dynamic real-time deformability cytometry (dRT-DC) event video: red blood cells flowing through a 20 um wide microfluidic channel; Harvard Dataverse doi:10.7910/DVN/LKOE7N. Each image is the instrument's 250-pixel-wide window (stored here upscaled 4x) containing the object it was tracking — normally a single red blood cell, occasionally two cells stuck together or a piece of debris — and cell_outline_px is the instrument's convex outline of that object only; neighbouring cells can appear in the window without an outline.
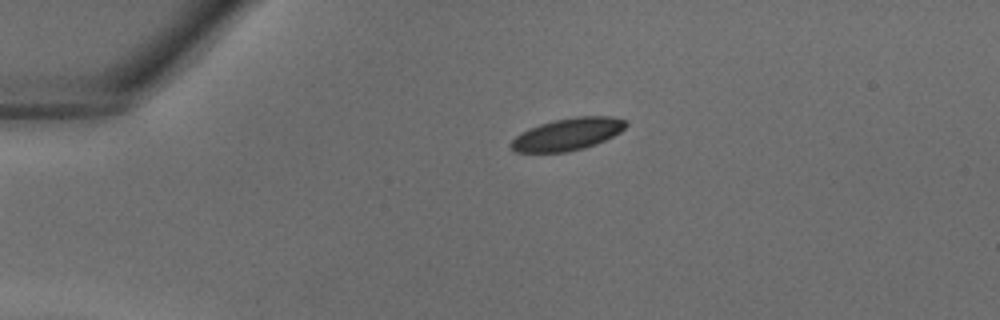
{"species": "common noctule bat (a hibernating species)", "species_latin": "Nyctalus noctula", "temperature_condition": "warm", "stored_images_in_passage": 31, "camera_frame_rate_fps": 3000, "um_per_image_px": 0.085, "animal": {"sex": "male", "body_mass_g": 18.8}, "frame": {"image": 1, "passage_image": 1, "time_ms": 0.0, "image_size_px": [1000, 320], "cell_outline_px": [[628, 124], [620, 132], [596, 144], [584, 148], [564, 152], [512, 152], [508, 144], [520, 132], [528, 128], [540, 124], [556, 120], [576, 116], [612, 116], [628, 120]], "centroid_in_image_um": [48.23, 11.4], "position_along_channel_um": 36.8, "area_um2": 21.68}}
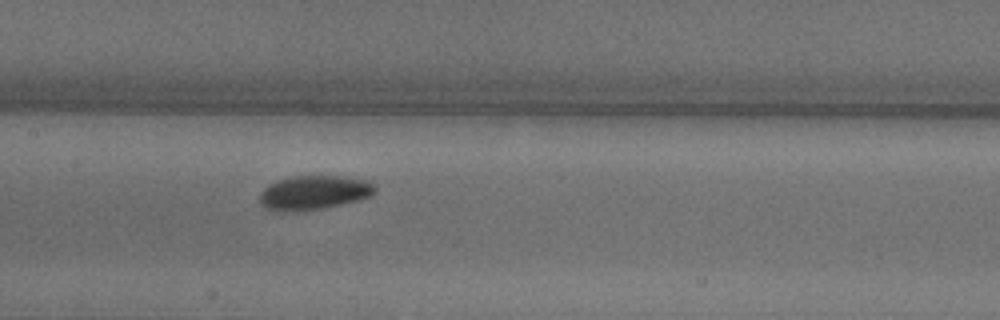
{"frame": {"image": 2, "passage_image": 12, "time_ms": 3.667, "image_size_px": [1000, 320], "cell_outline_px": [[376, 192], [372, 196], [360, 200], [320, 208], [268, 208], [260, 204], [260, 192], [268, 184], [276, 180], [292, 176], [344, 176], [368, 180], [376, 188]], "centroid_in_image_um": [26.77, 16.3], "position_along_channel_um": 180.6, "area_um2": 22.2}}
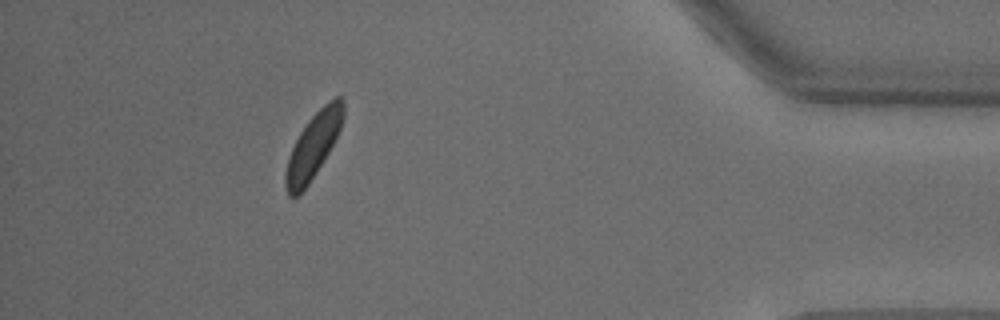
{"frame": {"image": 3, "passage_image": 28, "time_ms": 9.0, "image_size_px": [1000, 320], "cell_outline_px": [[344, 116], [340, 128], [328, 152], [316, 172], [308, 184], [296, 196], [288, 196], [284, 184], [284, 176], [288, 160], [292, 148], [300, 132], [308, 120], [328, 100], [336, 96], [340, 96], [344, 100]], "centroid_in_image_um": [26.62, 12.35], "position_along_channel_um": 408.6, "area_um2": 21.44}}